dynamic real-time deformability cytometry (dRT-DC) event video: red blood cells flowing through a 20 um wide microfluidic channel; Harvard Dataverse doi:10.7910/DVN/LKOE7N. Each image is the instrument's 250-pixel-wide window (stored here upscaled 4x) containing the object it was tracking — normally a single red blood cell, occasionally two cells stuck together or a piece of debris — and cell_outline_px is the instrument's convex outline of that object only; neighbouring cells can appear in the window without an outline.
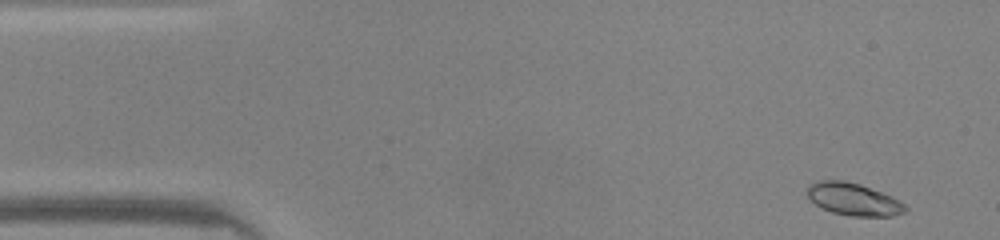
{"species": "common noctule bat (a hibernating species)", "species_latin": "Nyctalus noctula", "temperature_condition": "warm", "stored_images_in_passage": 47, "camera_frame_rate_fps": 3000, "um_per_image_px": 0.085, "animal": {"sex": "male", "body_mass_g": 20.0, "forearm_length_mm": 53.3}, "frame": {"image": 1, "passage_image": 2, "time_ms": 0.333, "image_size_px": [1000, 240], "cell_outline_px": [[908, 212], [892, 216], [852, 216], [832, 212], [816, 204], [808, 196], [808, 184], [820, 180], [844, 180], [860, 184], [892, 196], [904, 204], [908, 208]], "centroid_in_image_um": [72.58, 16.93], "position_along_channel_um": 12.4, "area_um2": 18.44}}
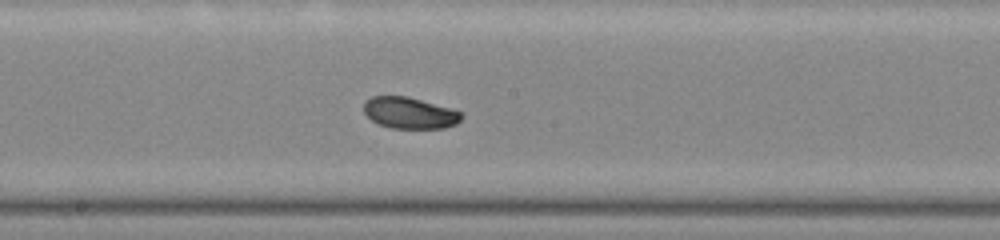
{"frame": {"image": 2, "passage_image": 24, "time_ms": 7.667, "image_size_px": [1000, 240], "cell_outline_px": [[464, 116], [456, 124], [444, 128], [392, 128], [380, 124], [372, 120], [364, 112], [364, 100], [372, 96], [408, 96], [464, 112]], "centroid_in_image_um": [34.84, 9.59], "position_along_channel_um": 213.4, "area_um2": 17.92}}
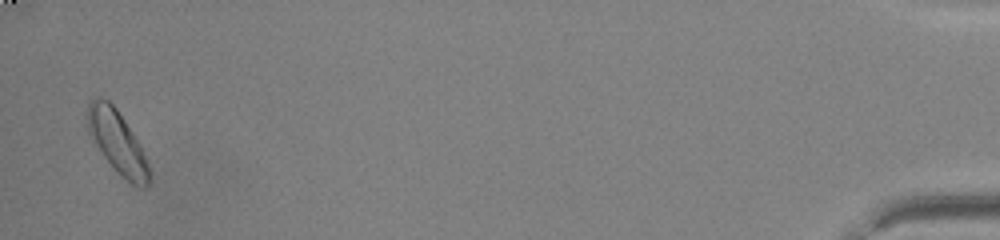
{"frame": {"image": 3, "passage_image": 46, "time_ms": 15.0, "image_size_px": [1000, 240], "cell_outline_px": [[148, 184], [144, 188], [140, 188], [132, 184], [104, 156], [88, 132], [88, 100], [108, 100], [116, 108], [140, 144], [148, 168]], "centroid_in_image_um": [9.96, 12.05], "position_along_channel_um": 425.2, "area_um2": 21.27}, "authors_computed_cell_mechanics": {"area_um2": 18.3804, "velocity_mm_per_s": 4.1855, "shape_relaxation_time_tau1_ms": 2.563, "shape_relaxation_time_tau2_ms": null, "deformation_change_tau1": 0.0945, "deformation_change_tau2": null}}